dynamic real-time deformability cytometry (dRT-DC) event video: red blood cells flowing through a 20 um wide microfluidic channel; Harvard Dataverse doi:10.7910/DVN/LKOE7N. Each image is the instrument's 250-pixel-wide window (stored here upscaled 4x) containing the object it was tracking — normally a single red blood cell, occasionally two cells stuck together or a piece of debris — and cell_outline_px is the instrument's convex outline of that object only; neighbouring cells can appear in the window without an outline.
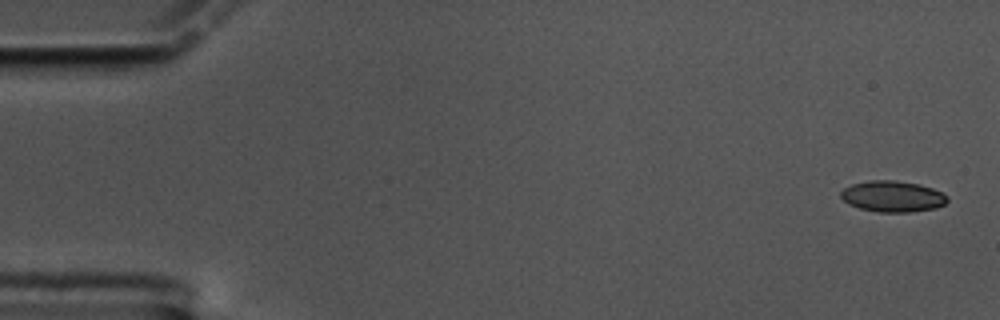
{"species": "common noctule bat (a hibernating species)", "species_latin": "Nyctalus noctula", "temperature_condition": "cold", "stored_images_in_passage": 38, "camera_frame_rate_fps": 3000, "um_per_image_px": 0.085, "animal": {"sex": "male", "body_mass_g": 17.5, "forearm_length_mm": 52.3}, "frame": {"image": 1, "passage_image": 1, "time_ms": 0.0, "image_size_px": [1000, 320], "cell_outline_px": [[948, 200], [944, 204], [936, 208], [908, 212], [876, 212], [860, 208], [848, 204], [840, 196], [840, 192], [844, 188], [852, 184], [868, 180], [896, 180], [920, 184], [932, 188], [948, 196]], "centroid_in_image_um": [75.86, 16.69], "position_along_channel_um": 9.1, "area_um2": 19.36}}
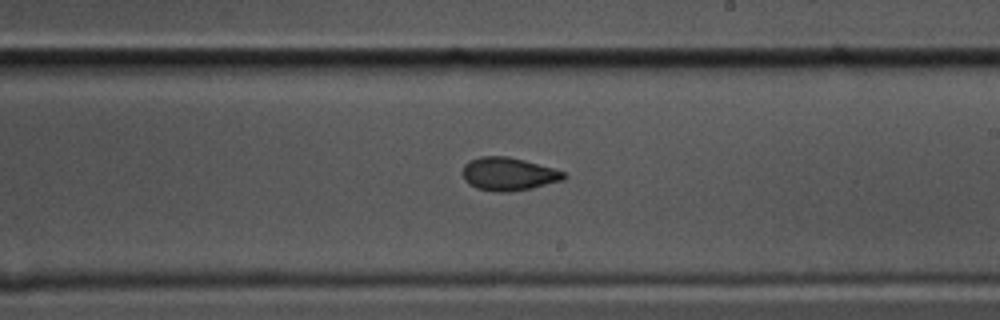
{"frame": {"image": 2, "passage_image": 33, "time_ms": 10.667, "image_size_px": [1000, 320], "cell_outline_px": [[568, 176], [564, 180], [532, 188], [508, 192], [496, 192], [476, 188], [468, 184], [464, 180], [464, 164], [480, 156], [508, 156], [524, 160], [552, 168], [564, 172]], "centroid_in_image_um": [43.23, 14.8], "position_along_channel_um": 245.8, "area_um2": 19.48}}
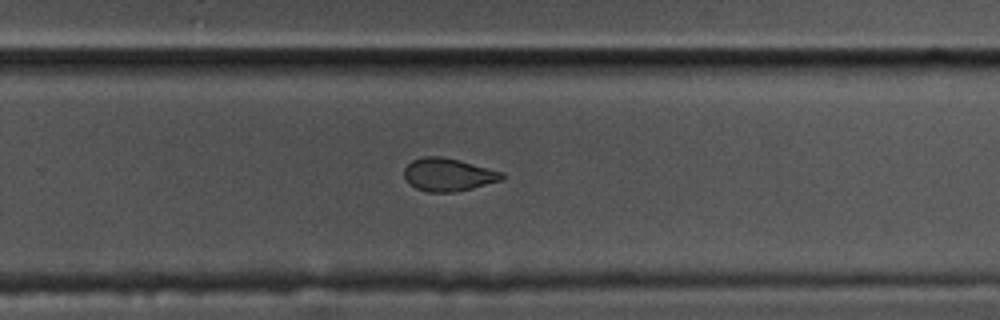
{"frame": {"image": 3, "passage_image": 37, "time_ms": 12.0, "image_size_px": [1000, 320], "cell_outline_px": [[504, 180], [472, 188], [452, 192], [428, 192], [416, 188], [408, 184], [404, 176], [404, 168], [412, 160], [424, 156], [440, 156], [460, 160], [504, 172]], "centroid_in_image_um": [38.1, 14.84], "position_along_channel_um": 291.7, "area_um2": 18.9}}